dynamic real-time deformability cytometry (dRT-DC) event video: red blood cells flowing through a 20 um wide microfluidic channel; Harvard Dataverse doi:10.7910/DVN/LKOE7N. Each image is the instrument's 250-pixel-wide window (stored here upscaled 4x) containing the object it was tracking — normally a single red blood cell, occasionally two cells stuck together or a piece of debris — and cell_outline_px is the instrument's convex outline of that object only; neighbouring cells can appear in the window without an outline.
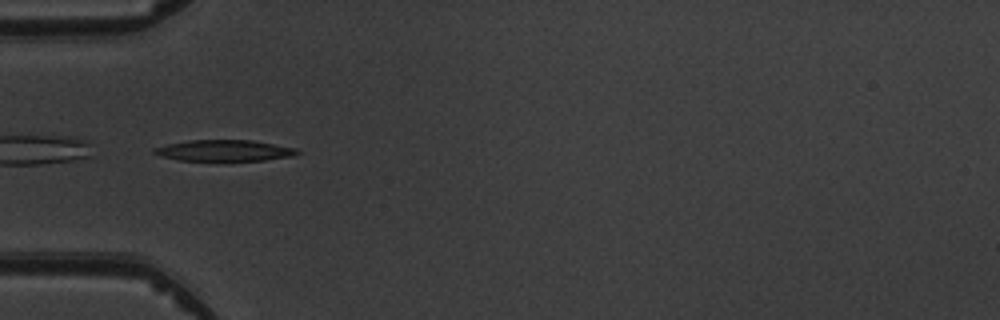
{"species": "common noctule bat (a hibernating species)", "species_latin": "Nyctalus noctula", "temperature_condition": "warm", "stored_images_in_passage": 8, "camera_frame_rate_fps": 3000, "um_per_image_px": 0.085, "animal": {"sex": "male", "body_mass_g": 19.5, "forearm_length_mm": 54.6}, "frame": {"image": 1, "passage_image": 4, "time_ms": 4.333, "image_size_px": [1000, 320], "cell_outline_px": [[300, 152], [292, 156], [264, 160], [180, 160], [160, 156], [152, 152], [152, 148], [168, 144], [188, 140], [252, 140], [296, 148]], "centroid_in_image_um": [19.04, 12.79], "position_along_channel_um": 66.0, "area_um2": 17.46}}
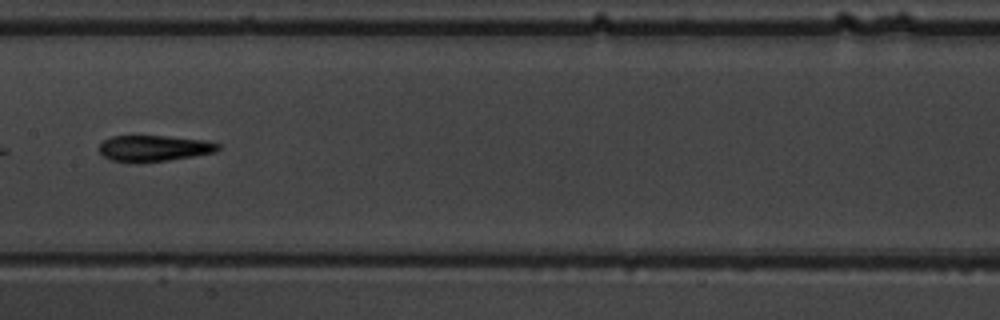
{"frame": {"image": 2, "passage_image": 7, "time_ms": 7.667, "image_size_px": [1000, 320], "cell_outline_px": [[220, 148], [216, 152], [168, 160], [136, 164], [112, 160], [104, 156], [96, 148], [104, 140], [112, 136], [168, 136], [204, 140], [220, 144]], "centroid_in_image_um": [13.05, 12.62], "position_along_channel_um": 194.3, "area_um2": 18.26}}
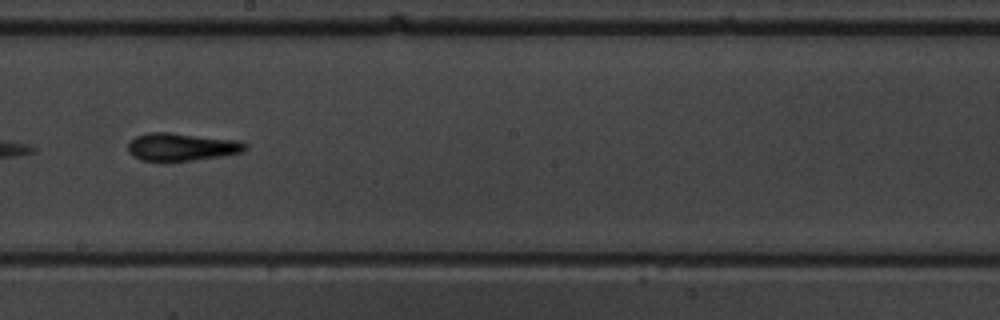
{"frame": {"image": 3, "passage_image": 8, "time_ms": 8.667, "image_size_px": [1000, 320], "cell_outline_px": [[248, 148], [240, 152], [220, 156], [192, 160], [140, 160], [132, 156], [128, 152], [128, 144], [136, 136], [148, 132], [168, 132], [240, 140], [248, 144]], "centroid_in_image_um": [15.44, 12.47], "position_along_channel_um": 232.8, "area_um2": 18.84}}